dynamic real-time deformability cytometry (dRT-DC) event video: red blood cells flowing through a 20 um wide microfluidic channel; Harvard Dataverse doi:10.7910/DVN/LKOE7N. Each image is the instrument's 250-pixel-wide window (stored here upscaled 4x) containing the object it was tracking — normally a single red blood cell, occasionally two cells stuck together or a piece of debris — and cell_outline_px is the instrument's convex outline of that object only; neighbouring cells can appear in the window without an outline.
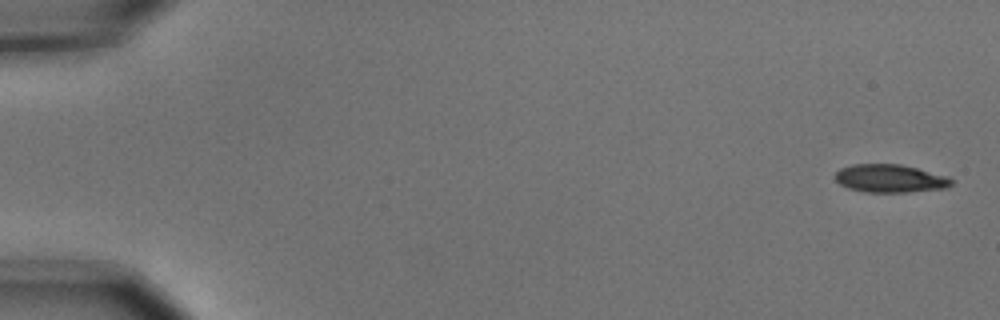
{"species": "common noctule bat (a hibernating species)", "species_latin": "Nyctalus noctula", "temperature_condition": "cold", "stored_images_in_passage": 8, "camera_frame_rate_fps": 3000, "um_per_image_px": 0.085, "animal": {"sex": "male", "body_mass_g": 15.6}, "frame": {"image": 1, "passage_image": 1, "time_ms": 0.0, "image_size_px": [1000, 320], "cell_outline_px": [[956, 180], [948, 188], [908, 192], [864, 192], [848, 188], [840, 184], [832, 176], [840, 168], [852, 164], [900, 164], [948, 176]], "centroid_in_image_um": [75.67, 15.17], "position_along_channel_um": 9.3, "area_um2": 19.25}}
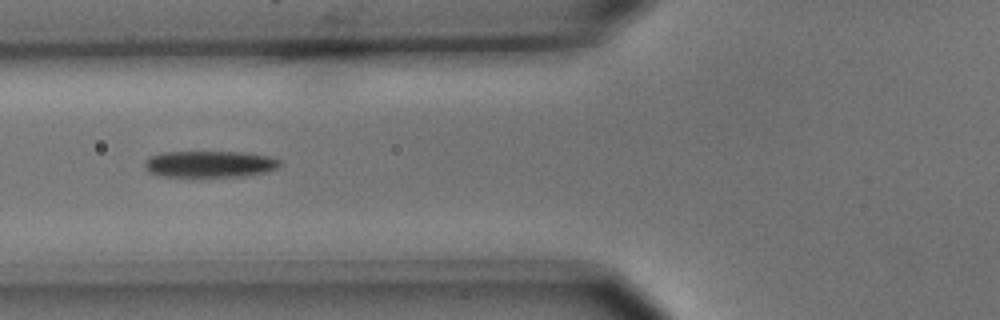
{"frame": {"image": 2, "passage_image": 6, "time_ms": 1.667, "image_size_px": [1000, 320], "cell_outline_px": [[280, 164], [276, 168], [264, 172], [244, 176], [160, 176], [148, 172], [144, 168], [144, 160], [148, 156], [160, 152], [248, 152], [268, 156], [280, 160]], "centroid_in_image_um": [17.75, 13.93], "position_along_channel_um": 108.0, "area_um2": 20.98}}
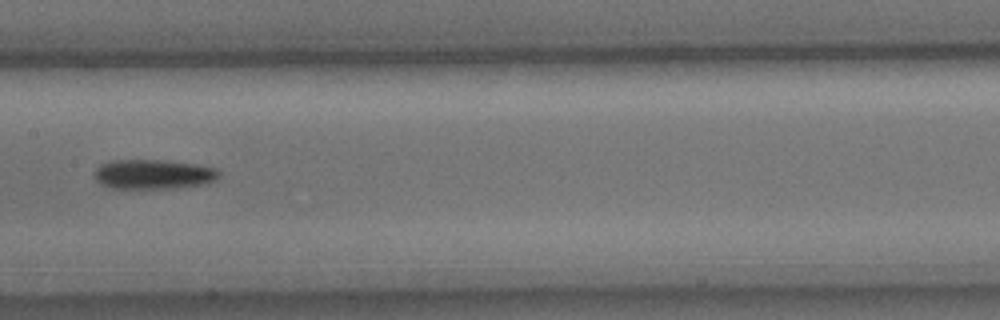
{"frame": {"image": 3, "passage_image": 8, "time_ms": 2.333, "image_size_px": [1000, 320], "cell_outline_px": [[220, 176], [216, 180], [208, 184], [180, 188], [108, 188], [100, 184], [96, 180], [92, 172], [100, 164], [112, 160], [164, 160], [196, 164], [216, 168], [220, 172]], "centroid_in_image_um": [13.04, 14.82], "position_along_channel_um": 194.4, "area_um2": 21.96}}